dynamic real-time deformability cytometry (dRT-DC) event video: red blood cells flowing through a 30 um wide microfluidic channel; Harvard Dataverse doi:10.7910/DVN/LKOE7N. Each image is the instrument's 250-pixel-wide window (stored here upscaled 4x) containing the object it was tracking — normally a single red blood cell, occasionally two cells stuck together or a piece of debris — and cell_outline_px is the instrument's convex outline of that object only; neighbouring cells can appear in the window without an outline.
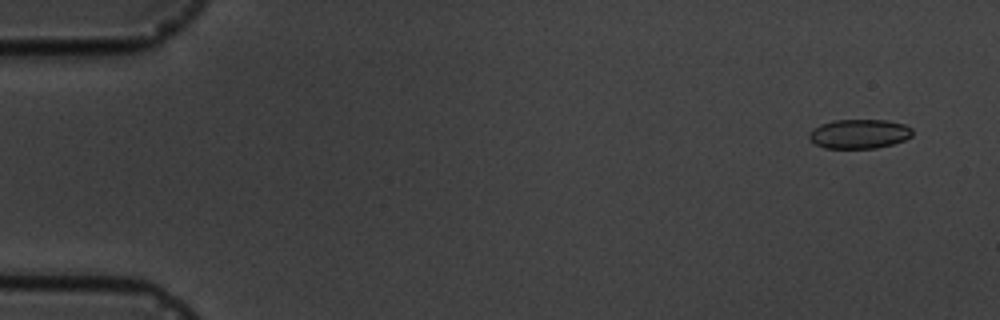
{"species": "common noctule bat (a hibernating species)", "species_latin": "Nyctalus noctula", "temperature_condition": "cold", "stored_images_in_passage": 8, "camera_frame_rate_fps": 3000, "um_per_image_px": 0.085, "animal": {"sex": "male", "body_mass_g": 19.5, "forearm_length_mm": 54.6}, "frame": {"image": 1, "passage_image": 1, "time_ms": 0.0, "image_size_px": [1000, 320], "cell_outline_px": [[912, 136], [904, 140], [892, 144], [876, 148], [824, 148], [816, 144], [808, 136], [808, 132], [812, 128], [820, 124], [832, 120], [888, 120], [904, 124], [912, 128]], "centroid_in_image_um": [73.02, 11.37], "position_along_channel_um": 12.0, "area_um2": 17.74}}
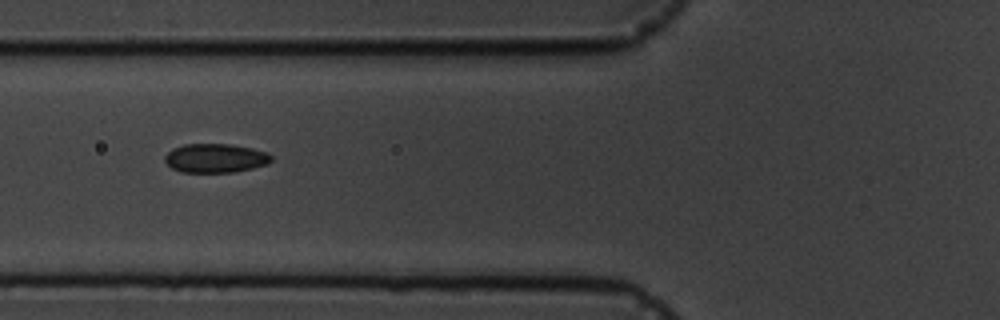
{"frame": {"image": 2, "passage_image": 6, "time_ms": 6.0, "image_size_px": [1000, 320], "cell_outline_px": [[272, 160], [268, 164], [252, 168], [232, 172], [180, 172], [172, 168], [164, 160], [164, 156], [172, 148], [184, 144], [228, 144], [252, 148], [268, 152], [272, 156]], "centroid_in_image_um": [18.31, 13.44], "position_along_channel_um": 107.5, "area_um2": 18.03}}
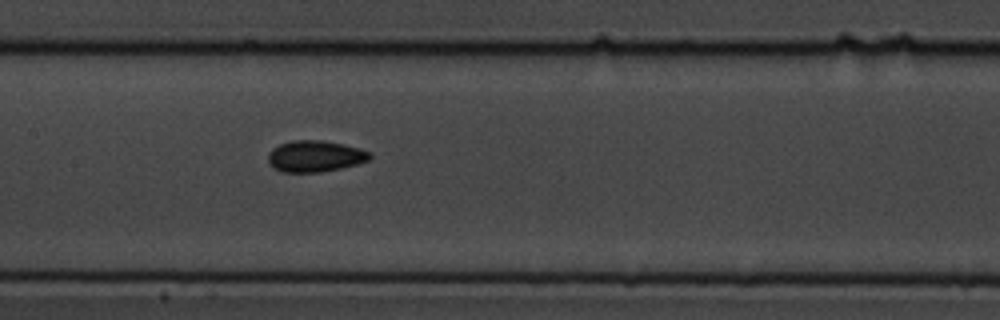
{"frame": {"image": 3, "passage_image": 8, "time_ms": 8.0, "image_size_px": [1000, 320], "cell_outline_px": [[372, 156], [368, 160], [356, 164], [340, 168], [320, 172], [280, 172], [272, 168], [268, 160], [268, 152], [272, 148], [280, 144], [292, 140], [324, 140], [344, 144], [360, 148], [368, 152]], "centroid_in_image_um": [26.74, 13.27], "position_along_channel_um": 180.7, "area_um2": 18.67}}